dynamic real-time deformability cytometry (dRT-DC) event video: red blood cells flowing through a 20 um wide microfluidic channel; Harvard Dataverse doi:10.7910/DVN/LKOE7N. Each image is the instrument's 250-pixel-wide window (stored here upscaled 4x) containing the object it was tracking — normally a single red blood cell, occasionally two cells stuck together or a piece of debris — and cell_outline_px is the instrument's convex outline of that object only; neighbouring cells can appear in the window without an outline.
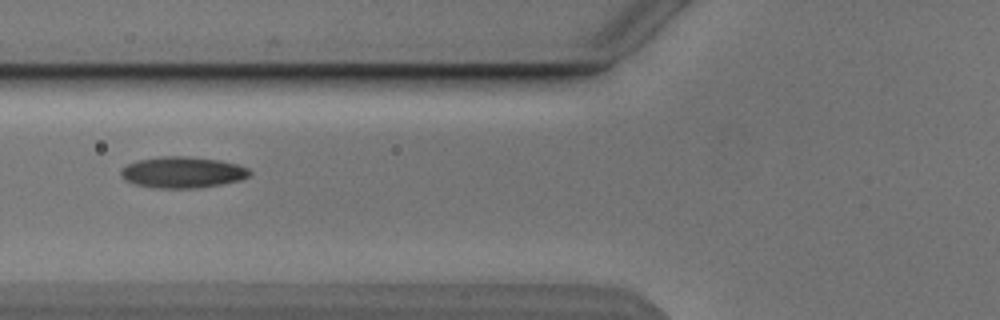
{"species": "Egyptian fruit bat (a non-hibernating species)", "species_latin": "Rousettus aegyptiacus", "temperature_condition": "cold", "stored_images_in_passage": 9, "camera_frame_rate_fps": 3000, "um_per_image_px": 0.085, "animal": {"sex": "male"}, "frame": {"image": 1, "passage_image": 6, "time_ms": 7.0, "image_size_px": [1000, 320], "cell_outline_px": [[252, 172], [248, 176], [240, 180], [200, 188], [156, 188], [136, 184], [124, 180], [120, 176], [120, 168], [128, 164], [140, 160], [160, 156], [188, 156], [220, 160], [236, 164], [248, 168]], "centroid_in_image_um": [15.5, 14.64], "position_along_channel_um": 110.3, "area_um2": 23.47}}
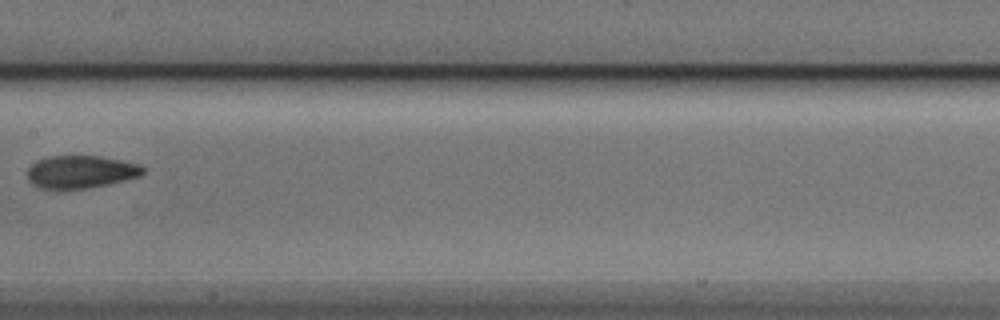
{"frame": {"image": 2, "passage_image": 8, "time_ms": 9.333, "image_size_px": [1000, 320], "cell_outline_px": [[144, 172], [140, 176], [108, 184], [84, 188], [40, 188], [32, 184], [28, 180], [28, 168], [36, 160], [48, 156], [100, 156], [120, 160], [136, 164], [144, 168]], "centroid_in_image_um": [6.83, 14.59], "position_along_channel_um": 200.6, "area_um2": 21.73}}
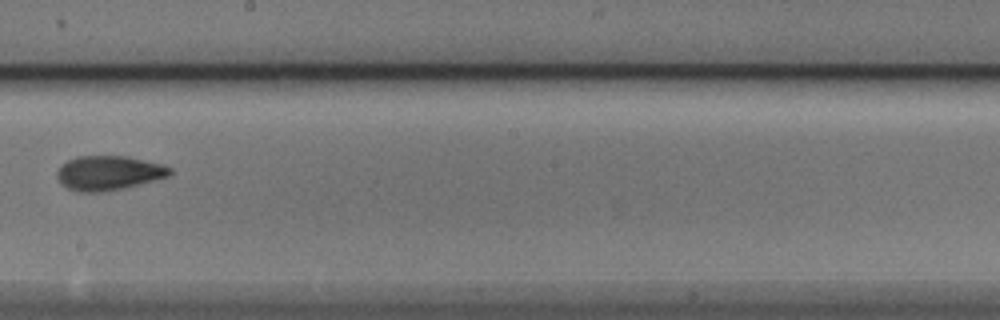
{"frame": {"image": 3, "passage_image": 9, "time_ms": 10.333, "image_size_px": [1000, 320], "cell_outline_px": [[172, 172], [168, 176], [124, 188], [104, 192], [76, 192], [68, 188], [56, 176], [56, 172], [60, 164], [76, 156], [128, 156], [160, 164], [172, 168]], "centroid_in_image_um": [9.2, 14.7], "position_along_channel_um": 239.0, "area_um2": 22.6}}